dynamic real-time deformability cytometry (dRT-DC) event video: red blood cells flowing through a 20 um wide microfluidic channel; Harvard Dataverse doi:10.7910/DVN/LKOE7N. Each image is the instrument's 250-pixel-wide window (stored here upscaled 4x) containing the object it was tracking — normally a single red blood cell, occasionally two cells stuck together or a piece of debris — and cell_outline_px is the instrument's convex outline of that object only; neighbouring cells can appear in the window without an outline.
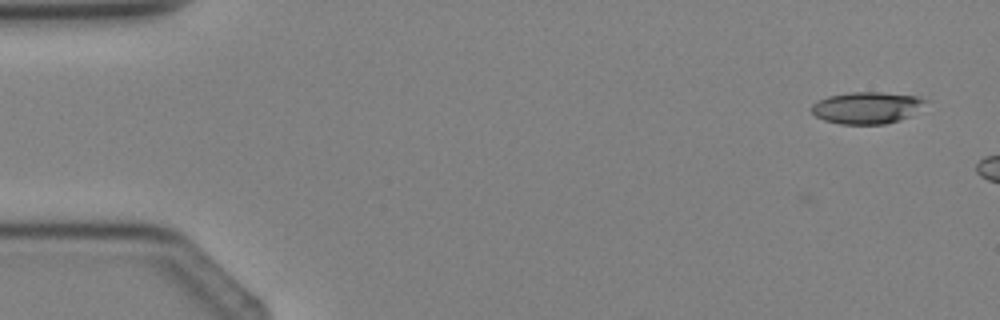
{"species": "Egyptian fruit bat (a non-hibernating species)", "species_latin": "Rousettus aegyptiacus", "temperature_condition": "cold", "stored_images_in_passage": 2, "camera_frame_rate_fps": 3000, "um_per_image_px": 0.085, "animal": {"sex": "female"}, "frame": {"image": 1, "passage_image": 1, "time_ms": 0.0, "image_size_px": [1000, 320], "cell_outline_px": [[928, 100], [908, 116], [900, 120], [884, 124], [840, 124], [824, 120], [816, 116], [812, 112], [812, 104], [828, 96], [852, 92], [880, 92], [916, 96]], "centroid_in_image_um": [73.64, 9.16], "position_along_channel_um": 11.4, "area_um2": 20.75}}